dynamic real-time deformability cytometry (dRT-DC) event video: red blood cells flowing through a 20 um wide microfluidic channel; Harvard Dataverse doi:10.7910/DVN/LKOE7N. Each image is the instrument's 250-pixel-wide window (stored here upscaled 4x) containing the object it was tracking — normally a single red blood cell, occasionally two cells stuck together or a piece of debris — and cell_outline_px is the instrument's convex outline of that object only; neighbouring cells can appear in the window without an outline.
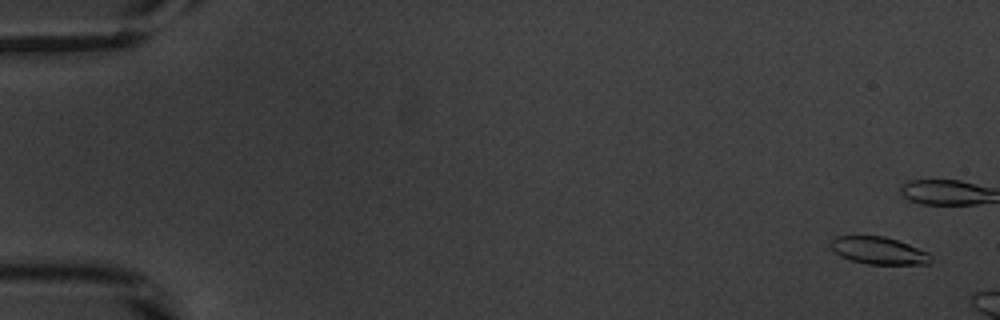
{"species": "common noctule bat (a hibernating species)", "species_latin": "Nyctalus noctula", "temperature_condition": "warm", "stored_images_in_passage": 9, "camera_frame_rate_fps": 3000, "um_per_image_px": 0.085, "animal": {"sex": "male", "body_mass_g": 20.1, "forearm_length_mm": 53.5}, "frame": {"image": 1, "passage_image": 3, "time_ms": 0.667, "image_size_px": [1000, 320], "cell_outline_px": [[932, 260], [928, 264], [864, 264], [840, 256], [832, 248], [832, 240], [836, 236], [884, 236], [908, 244], [928, 252], [932, 256]], "centroid_in_image_um": [74.72, 21.31], "position_along_channel_um": 10.3, "area_um2": 15.78}}